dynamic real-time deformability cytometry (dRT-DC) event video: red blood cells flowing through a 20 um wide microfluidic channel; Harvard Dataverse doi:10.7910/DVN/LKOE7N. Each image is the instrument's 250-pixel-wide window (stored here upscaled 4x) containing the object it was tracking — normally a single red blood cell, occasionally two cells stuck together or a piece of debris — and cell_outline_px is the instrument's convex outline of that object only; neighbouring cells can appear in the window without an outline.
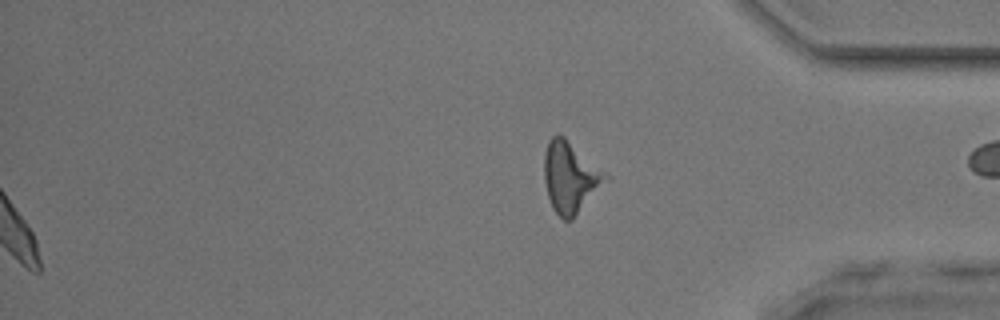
{"species": "common noctule bat (a hibernating species)", "species_latin": "Nyctalus noctula", "temperature_condition": "room temperature", "stored_images_in_passage": 48, "segment_of_instrument_passage": [2, 2], "camera_frame_rate_fps": 3000, "um_per_image_px": 0.085, "animal": {"sex": "male", "body_mass_g": 17.9, "forearm_length_mm": 54.2}, "frame": {"image": 1, "passage_image": 48, "time_ms": 15.667, "image_size_px": [1000, 320], "cell_outline_px": [[608, 176], [572, 220], [564, 220], [552, 208], [548, 196], [544, 180], [544, 152], [548, 140], [552, 136], [564, 136], [604, 172]], "centroid_in_image_um": [48.4, 15.05], "position_along_channel_um": 386.8, "area_um2": 24.51}}